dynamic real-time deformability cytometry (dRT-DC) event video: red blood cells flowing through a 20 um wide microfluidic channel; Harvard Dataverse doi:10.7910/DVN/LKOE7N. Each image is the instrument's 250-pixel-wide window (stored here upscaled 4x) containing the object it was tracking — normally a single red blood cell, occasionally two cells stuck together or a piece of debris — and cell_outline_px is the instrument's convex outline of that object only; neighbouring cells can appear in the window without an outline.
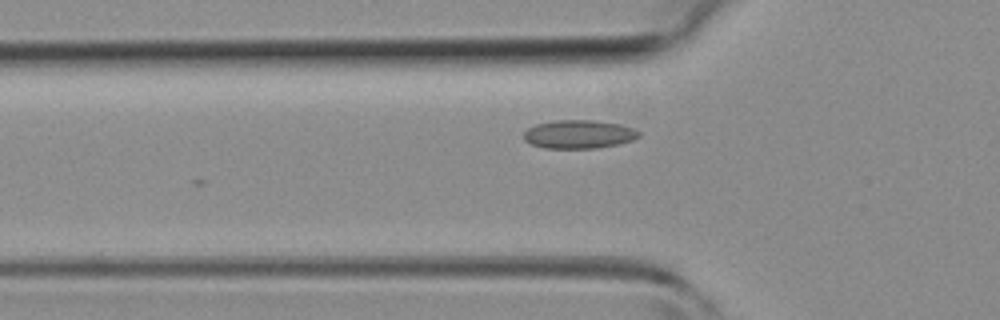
{"species": "common noctule bat (a hibernating species)", "species_latin": "Nyctalus noctula", "temperature_condition": "room temperature", "stored_images_in_passage": 4, "camera_frame_rate_fps": 3000, "um_per_image_px": 0.085, "animal": {"sex": "female", "body_mass_g": 19.3, "forearm_length_mm": 54.1}, "frame": {"image": 1, "passage_image": 4, "time_ms": 1.0, "image_size_px": [1000, 320], "cell_outline_px": [[640, 136], [632, 140], [616, 144], [596, 148], [544, 148], [532, 144], [524, 140], [524, 132], [528, 128], [536, 124], [556, 120], [596, 120], [620, 124], [632, 128], [640, 132]], "centroid_in_image_um": [49.19, 11.4], "position_along_channel_um": 76.6, "area_um2": 19.02}}